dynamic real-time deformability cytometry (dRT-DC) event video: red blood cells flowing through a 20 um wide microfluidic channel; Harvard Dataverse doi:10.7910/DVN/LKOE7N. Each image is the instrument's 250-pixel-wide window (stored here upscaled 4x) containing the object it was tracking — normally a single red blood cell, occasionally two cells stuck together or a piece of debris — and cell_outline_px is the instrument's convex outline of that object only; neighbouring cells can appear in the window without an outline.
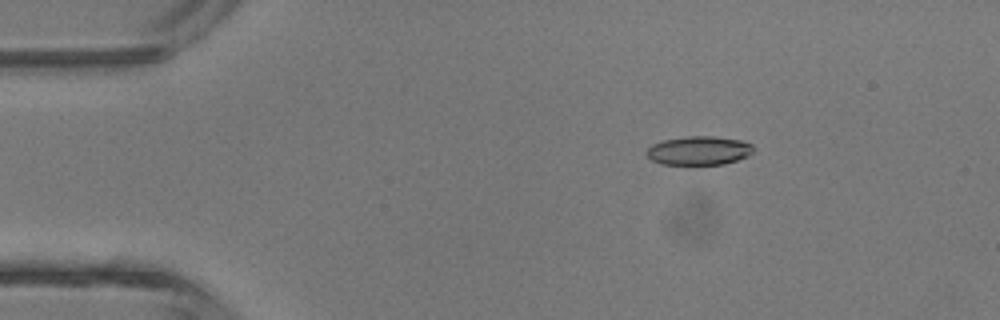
{"species": "common noctule bat (a hibernating species)", "species_latin": "Nyctalus noctula", "temperature_condition": "room temperature", "stored_images_in_passage": 4, "camera_frame_rate_fps": 3000, "um_per_image_px": 0.085, "animal": {"sex": "male", "body_mass_g": 13.3}, "frame": {"image": 1, "passage_image": 3, "time_ms": 2.333, "image_size_px": [1000, 320], "cell_outline_px": [[752, 152], [748, 156], [724, 164], [660, 164], [652, 160], [644, 152], [652, 144], [664, 140], [688, 136], [712, 136], [744, 140], [752, 144]], "centroid_in_image_um": [59.4, 12.79], "position_along_channel_um": 25.6, "area_um2": 17.92}}